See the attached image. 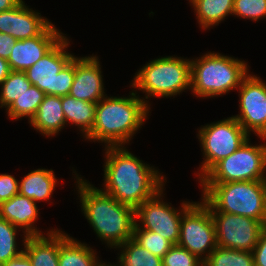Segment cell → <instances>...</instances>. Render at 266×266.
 I'll list each match as a JSON object with an SVG mask.
<instances>
[{
    "label": "cell",
    "mask_w": 266,
    "mask_h": 266,
    "mask_svg": "<svg viewBox=\"0 0 266 266\" xmlns=\"http://www.w3.org/2000/svg\"><path fill=\"white\" fill-rule=\"evenodd\" d=\"M105 150L102 191L120 203L136 209L165 186L166 177L126 147L106 146Z\"/></svg>",
    "instance_id": "cell-1"
},
{
    "label": "cell",
    "mask_w": 266,
    "mask_h": 266,
    "mask_svg": "<svg viewBox=\"0 0 266 266\" xmlns=\"http://www.w3.org/2000/svg\"><path fill=\"white\" fill-rule=\"evenodd\" d=\"M81 210L97 237L115 248L132 238L136 224L135 208L82 179L75 171Z\"/></svg>",
    "instance_id": "cell-2"
},
{
    "label": "cell",
    "mask_w": 266,
    "mask_h": 266,
    "mask_svg": "<svg viewBox=\"0 0 266 266\" xmlns=\"http://www.w3.org/2000/svg\"><path fill=\"white\" fill-rule=\"evenodd\" d=\"M132 91L128 97L105 96L96 105L95 123L86 140L124 146L144 124L150 107Z\"/></svg>",
    "instance_id": "cell-3"
},
{
    "label": "cell",
    "mask_w": 266,
    "mask_h": 266,
    "mask_svg": "<svg viewBox=\"0 0 266 266\" xmlns=\"http://www.w3.org/2000/svg\"><path fill=\"white\" fill-rule=\"evenodd\" d=\"M210 212L250 217L266 224V180L200 183Z\"/></svg>",
    "instance_id": "cell-4"
},
{
    "label": "cell",
    "mask_w": 266,
    "mask_h": 266,
    "mask_svg": "<svg viewBox=\"0 0 266 266\" xmlns=\"http://www.w3.org/2000/svg\"><path fill=\"white\" fill-rule=\"evenodd\" d=\"M248 71V64L243 60L208 52L201 58L191 59L190 90L203 99L221 96L238 89Z\"/></svg>",
    "instance_id": "cell-5"
},
{
    "label": "cell",
    "mask_w": 266,
    "mask_h": 266,
    "mask_svg": "<svg viewBox=\"0 0 266 266\" xmlns=\"http://www.w3.org/2000/svg\"><path fill=\"white\" fill-rule=\"evenodd\" d=\"M145 93L143 100L149 105L152 97H172L191 88V60L181 57H159L143 66L130 84Z\"/></svg>",
    "instance_id": "cell-6"
},
{
    "label": "cell",
    "mask_w": 266,
    "mask_h": 266,
    "mask_svg": "<svg viewBox=\"0 0 266 266\" xmlns=\"http://www.w3.org/2000/svg\"><path fill=\"white\" fill-rule=\"evenodd\" d=\"M64 36L49 52L25 70L27 79L45 95L66 96L75 78V56L66 51L70 45Z\"/></svg>",
    "instance_id": "cell-7"
},
{
    "label": "cell",
    "mask_w": 266,
    "mask_h": 266,
    "mask_svg": "<svg viewBox=\"0 0 266 266\" xmlns=\"http://www.w3.org/2000/svg\"><path fill=\"white\" fill-rule=\"evenodd\" d=\"M249 140L250 138L234 153L217 162L199 182L228 183L266 180V144L251 145Z\"/></svg>",
    "instance_id": "cell-8"
},
{
    "label": "cell",
    "mask_w": 266,
    "mask_h": 266,
    "mask_svg": "<svg viewBox=\"0 0 266 266\" xmlns=\"http://www.w3.org/2000/svg\"><path fill=\"white\" fill-rule=\"evenodd\" d=\"M250 135L232 116L227 119L202 125L198 139L202 147L204 161L197 173L199 180L221 159L234 153Z\"/></svg>",
    "instance_id": "cell-9"
},
{
    "label": "cell",
    "mask_w": 266,
    "mask_h": 266,
    "mask_svg": "<svg viewBox=\"0 0 266 266\" xmlns=\"http://www.w3.org/2000/svg\"><path fill=\"white\" fill-rule=\"evenodd\" d=\"M178 245L203 262L217 247L214 221L202 201L194 202L182 214Z\"/></svg>",
    "instance_id": "cell-10"
},
{
    "label": "cell",
    "mask_w": 266,
    "mask_h": 266,
    "mask_svg": "<svg viewBox=\"0 0 266 266\" xmlns=\"http://www.w3.org/2000/svg\"><path fill=\"white\" fill-rule=\"evenodd\" d=\"M164 187L135 209L136 225L158 233L173 245L178 244L182 214L194 203L183 201L181 211L162 200ZM139 219V220H137ZM142 225H140L139 223ZM141 221V222H140Z\"/></svg>",
    "instance_id": "cell-11"
},
{
    "label": "cell",
    "mask_w": 266,
    "mask_h": 266,
    "mask_svg": "<svg viewBox=\"0 0 266 266\" xmlns=\"http://www.w3.org/2000/svg\"><path fill=\"white\" fill-rule=\"evenodd\" d=\"M211 216L217 246L222 248L252 252L266 227L264 222L250 217L225 212H211Z\"/></svg>",
    "instance_id": "cell-12"
},
{
    "label": "cell",
    "mask_w": 266,
    "mask_h": 266,
    "mask_svg": "<svg viewBox=\"0 0 266 266\" xmlns=\"http://www.w3.org/2000/svg\"><path fill=\"white\" fill-rule=\"evenodd\" d=\"M238 115L233 116L251 135L266 140V84L260 77L247 74L241 81Z\"/></svg>",
    "instance_id": "cell-13"
},
{
    "label": "cell",
    "mask_w": 266,
    "mask_h": 266,
    "mask_svg": "<svg viewBox=\"0 0 266 266\" xmlns=\"http://www.w3.org/2000/svg\"><path fill=\"white\" fill-rule=\"evenodd\" d=\"M63 37L64 34L51 23L40 35L17 40L7 60L11 71L24 72L49 52Z\"/></svg>",
    "instance_id": "cell-14"
},
{
    "label": "cell",
    "mask_w": 266,
    "mask_h": 266,
    "mask_svg": "<svg viewBox=\"0 0 266 266\" xmlns=\"http://www.w3.org/2000/svg\"><path fill=\"white\" fill-rule=\"evenodd\" d=\"M95 55L75 57V78L69 96L97 103L107 94L104 92L101 65Z\"/></svg>",
    "instance_id": "cell-15"
},
{
    "label": "cell",
    "mask_w": 266,
    "mask_h": 266,
    "mask_svg": "<svg viewBox=\"0 0 266 266\" xmlns=\"http://www.w3.org/2000/svg\"><path fill=\"white\" fill-rule=\"evenodd\" d=\"M39 14L22 0L14 8L0 12V32L10 34L16 40L36 37L52 23Z\"/></svg>",
    "instance_id": "cell-16"
},
{
    "label": "cell",
    "mask_w": 266,
    "mask_h": 266,
    "mask_svg": "<svg viewBox=\"0 0 266 266\" xmlns=\"http://www.w3.org/2000/svg\"><path fill=\"white\" fill-rule=\"evenodd\" d=\"M39 213L36 202L19 193L0 204V218L24 230V236L43 235L34 225Z\"/></svg>",
    "instance_id": "cell-17"
},
{
    "label": "cell",
    "mask_w": 266,
    "mask_h": 266,
    "mask_svg": "<svg viewBox=\"0 0 266 266\" xmlns=\"http://www.w3.org/2000/svg\"><path fill=\"white\" fill-rule=\"evenodd\" d=\"M23 252L32 266H59V230L52 229L47 235L24 236Z\"/></svg>",
    "instance_id": "cell-18"
},
{
    "label": "cell",
    "mask_w": 266,
    "mask_h": 266,
    "mask_svg": "<svg viewBox=\"0 0 266 266\" xmlns=\"http://www.w3.org/2000/svg\"><path fill=\"white\" fill-rule=\"evenodd\" d=\"M43 136L53 137L66 125L61 96L45 95L35 116L29 122Z\"/></svg>",
    "instance_id": "cell-19"
},
{
    "label": "cell",
    "mask_w": 266,
    "mask_h": 266,
    "mask_svg": "<svg viewBox=\"0 0 266 266\" xmlns=\"http://www.w3.org/2000/svg\"><path fill=\"white\" fill-rule=\"evenodd\" d=\"M95 253L87 244L59 230V266H102Z\"/></svg>",
    "instance_id": "cell-20"
},
{
    "label": "cell",
    "mask_w": 266,
    "mask_h": 266,
    "mask_svg": "<svg viewBox=\"0 0 266 266\" xmlns=\"http://www.w3.org/2000/svg\"><path fill=\"white\" fill-rule=\"evenodd\" d=\"M57 179L52 169H37L28 173L19 182V194L33 201H50L55 190Z\"/></svg>",
    "instance_id": "cell-21"
},
{
    "label": "cell",
    "mask_w": 266,
    "mask_h": 266,
    "mask_svg": "<svg viewBox=\"0 0 266 266\" xmlns=\"http://www.w3.org/2000/svg\"><path fill=\"white\" fill-rule=\"evenodd\" d=\"M62 110L67 122L78 126L85 137L93 128L97 103L76 99L69 95L61 96Z\"/></svg>",
    "instance_id": "cell-22"
},
{
    "label": "cell",
    "mask_w": 266,
    "mask_h": 266,
    "mask_svg": "<svg viewBox=\"0 0 266 266\" xmlns=\"http://www.w3.org/2000/svg\"><path fill=\"white\" fill-rule=\"evenodd\" d=\"M194 8L196 19L202 29L218 25L232 15L234 0H188Z\"/></svg>",
    "instance_id": "cell-23"
},
{
    "label": "cell",
    "mask_w": 266,
    "mask_h": 266,
    "mask_svg": "<svg viewBox=\"0 0 266 266\" xmlns=\"http://www.w3.org/2000/svg\"><path fill=\"white\" fill-rule=\"evenodd\" d=\"M116 248L121 250L117 261L119 266H162V258L149 252L133 238Z\"/></svg>",
    "instance_id": "cell-24"
},
{
    "label": "cell",
    "mask_w": 266,
    "mask_h": 266,
    "mask_svg": "<svg viewBox=\"0 0 266 266\" xmlns=\"http://www.w3.org/2000/svg\"><path fill=\"white\" fill-rule=\"evenodd\" d=\"M45 97V93L35 85H31L21 96L15 99L7 109V116L12 120H19L28 117V121L35 116L38 107Z\"/></svg>",
    "instance_id": "cell-25"
},
{
    "label": "cell",
    "mask_w": 266,
    "mask_h": 266,
    "mask_svg": "<svg viewBox=\"0 0 266 266\" xmlns=\"http://www.w3.org/2000/svg\"><path fill=\"white\" fill-rule=\"evenodd\" d=\"M203 266H254V256L252 252L217 246Z\"/></svg>",
    "instance_id": "cell-26"
},
{
    "label": "cell",
    "mask_w": 266,
    "mask_h": 266,
    "mask_svg": "<svg viewBox=\"0 0 266 266\" xmlns=\"http://www.w3.org/2000/svg\"><path fill=\"white\" fill-rule=\"evenodd\" d=\"M31 85L25 72L11 71L0 85V107L7 110Z\"/></svg>",
    "instance_id": "cell-27"
},
{
    "label": "cell",
    "mask_w": 266,
    "mask_h": 266,
    "mask_svg": "<svg viewBox=\"0 0 266 266\" xmlns=\"http://www.w3.org/2000/svg\"><path fill=\"white\" fill-rule=\"evenodd\" d=\"M18 229L20 228L0 218V266L18 257L23 252V250L17 248L16 236Z\"/></svg>",
    "instance_id": "cell-28"
},
{
    "label": "cell",
    "mask_w": 266,
    "mask_h": 266,
    "mask_svg": "<svg viewBox=\"0 0 266 266\" xmlns=\"http://www.w3.org/2000/svg\"><path fill=\"white\" fill-rule=\"evenodd\" d=\"M132 238L142 247L160 258H162L173 246L170 241L158 233L140 229L136 224L134 226Z\"/></svg>",
    "instance_id": "cell-29"
},
{
    "label": "cell",
    "mask_w": 266,
    "mask_h": 266,
    "mask_svg": "<svg viewBox=\"0 0 266 266\" xmlns=\"http://www.w3.org/2000/svg\"><path fill=\"white\" fill-rule=\"evenodd\" d=\"M232 15L256 22L266 17V0H234Z\"/></svg>",
    "instance_id": "cell-30"
},
{
    "label": "cell",
    "mask_w": 266,
    "mask_h": 266,
    "mask_svg": "<svg viewBox=\"0 0 266 266\" xmlns=\"http://www.w3.org/2000/svg\"><path fill=\"white\" fill-rule=\"evenodd\" d=\"M162 266H203V261L177 244L162 257Z\"/></svg>",
    "instance_id": "cell-31"
},
{
    "label": "cell",
    "mask_w": 266,
    "mask_h": 266,
    "mask_svg": "<svg viewBox=\"0 0 266 266\" xmlns=\"http://www.w3.org/2000/svg\"><path fill=\"white\" fill-rule=\"evenodd\" d=\"M19 193V181L12 175L0 174V204Z\"/></svg>",
    "instance_id": "cell-32"
},
{
    "label": "cell",
    "mask_w": 266,
    "mask_h": 266,
    "mask_svg": "<svg viewBox=\"0 0 266 266\" xmlns=\"http://www.w3.org/2000/svg\"><path fill=\"white\" fill-rule=\"evenodd\" d=\"M252 254L254 256V266H266V227L262 230Z\"/></svg>",
    "instance_id": "cell-33"
},
{
    "label": "cell",
    "mask_w": 266,
    "mask_h": 266,
    "mask_svg": "<svg viewBox=\"0 0 266 266\" xmlns=\"http://www.w3.org/2000/svg\"><path fill=\"white\" fill-rule=\"evenodd\" d=\"M17 40L10 34L0 32V57L8 60Z\"/></svg>",
    "instance_id": "cell-34"
},
{
    "label": "cell",
    "mask_w": 266,
    "mask_h": 266,
    "mask_svg": "<svg viewBox=\"0 0 266 266\" xmlns=\"http://www.w3.org/2000/svg\"><path fill=\"white\" fill-rule=\"evenodd\" d=\"M1 266H32L28 256L22 252L18 257L9 260Z\"/></svg>",
    "instance_id": "cell-35"
},
{
    "label": "cell",
    "mask_w": 266,
    "mask_h": 266,
    "mask_svg": "<svg viewBox=\"0 0 266 266\" xmlns=\"http://www.w3.org/2000/svg\"><path fill=\"white\" fill-rule=\"evenodd\" d=\"M11 69L6 59L0 57V85L8 77Z\"/></svg>",
    "instance_id": "cell-36"
},
{
    "label": "cell",
    "mask_w": 266,
    "mask_h": 266,
    "mask_svg": "<svg viewBox=\"0 0 266 266\" xmlns=\"http://www.w3.org/2000/svg\"><path fill=\"white\" fill-rule=\"evenodd\" d=\"M22 0H0V12L7 11L17 6Z\"/></svg>",
    "instance_id": "cell-37"
},
{
    "label": "cell",
    "mask_w": 266,
    "mask_h": 266,
    "mask_svg": "<svg viewBox=\"0 0 266 266\" xmlns=\"http://www.w3.org/2000/svg\"><path fill=\"white\" fill-rule=\"evenodd\" d=\"M102 266H119L118 264H114L113 263V265L111 264V263H109L108 262V264H106V262H104L103 264H102Z\"/></svg>",
    "instance_id": "cell-38"
}]
</instances>
